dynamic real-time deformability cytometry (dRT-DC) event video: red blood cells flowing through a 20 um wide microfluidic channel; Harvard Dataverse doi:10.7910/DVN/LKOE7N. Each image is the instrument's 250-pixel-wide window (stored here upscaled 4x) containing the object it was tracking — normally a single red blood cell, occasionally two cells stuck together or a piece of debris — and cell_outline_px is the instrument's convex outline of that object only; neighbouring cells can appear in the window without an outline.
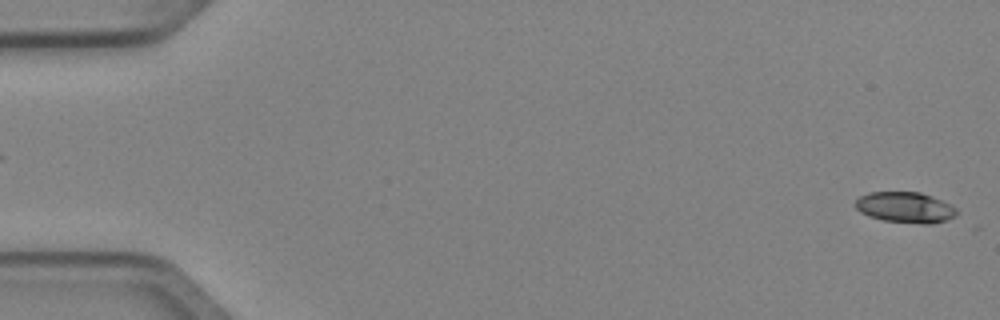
{"species": "Egyptian fruit bat (a non-hibernating species)", "species_latin": "Rousettus aegyptiacus", "temperature_condition": "cold", "stored_images_in_passage": 6, "segment_of_instrument_passage": [1, 2], "camera_frame_rate_fps": 3000, "um_per_image_px": 0.085, "animal": {"sex": "female"}, "frame": {"image": 1, "passage_image": 1, "time_ms": 0.0, "image_size_px": [1000, 320], "cell_outline_px": [[960, 212], [956, 216], [932, 224], [924, 224], [884, 220], [868, 216], [860, 212], [856, 208], [856, 200], [860, 196], [868, 192], [920, 192], [932, 196], [952, 204]], "centroid_in_image_um": [76.98, 17.62], "position_along_channel_um": 8.0, "area_um2": 18.26}}
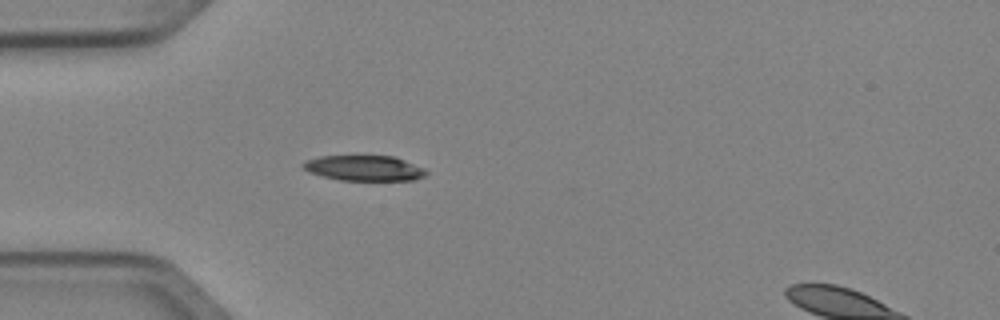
{"frame": {"image": 2, "passage_image": 5, "time_ms": 1.333, "image_size_px": [1000, 320], "cell_outline_px": [[428, 172], [424, 176], [412, 180], [340, 180], [324, 176], [312, 172], [304, 168], [300, 164], [308, 160], [320, 156], [392, 156], [404, 160], [424, 168]], "centroid_in_image_um": [30.98, 14.29], "position_along_channel_um": 54.0, "area_um2": 17.86}}